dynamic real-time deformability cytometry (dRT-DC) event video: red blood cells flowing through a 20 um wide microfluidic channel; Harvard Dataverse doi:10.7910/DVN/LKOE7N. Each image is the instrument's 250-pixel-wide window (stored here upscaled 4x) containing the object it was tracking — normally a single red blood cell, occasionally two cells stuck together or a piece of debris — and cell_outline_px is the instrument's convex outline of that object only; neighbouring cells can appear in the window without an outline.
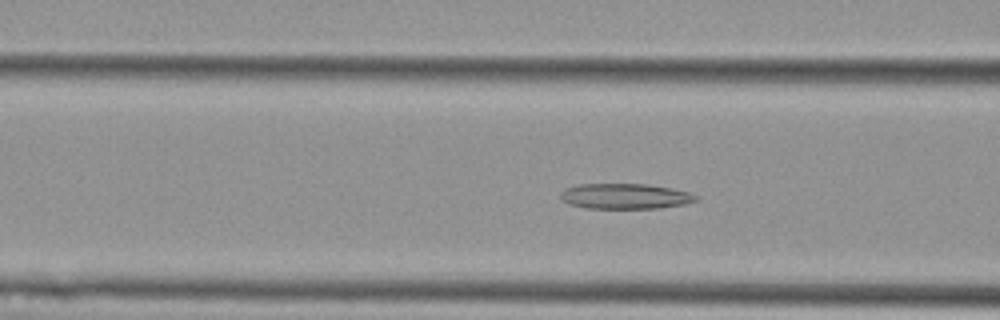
{"species": "Egyptian fruit bat (a non-hibernating species)", "species_latin": "Rousettus aegyptiacus", "temperature_condition": "cold", "stored_images_in_passage": 53, "camera_frame_rate_fps": 3000, "um_per_image_px": 0.085, "animal": {"sex": "female"}, "frame": {"image": 1, "passage_image": 19, "time_ms": 6.0, "image_size_px": [1000, 320], "cell_outline_px": [[700, 196], [696, 200], [684, 204], [660, 208], [584, 208], [568, 204], [560, 200], [560, 192], [564, 188], [580, 184], [648, 184], [672, 188], [688, 192]], "centroid_in_image_um": [53.1, 16.68], "position_along_channel_um": 113.5, "area_um2": 20.23}}
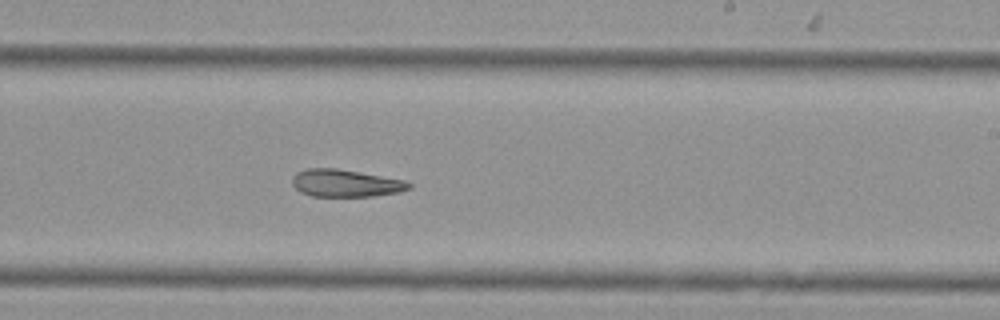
{"frame": {"image": 2, "passage_image": 31, "time_ms": 10.0, "image_size_px": [1000, 320], "cell_outline_px": [[412, 188], [400, 192], [372, 196], [312, 196], [300, 192], [292, 184], [292, 176], [296, 172], [304, 168], [336, 168], [404, 180], [412, 184]], "centroid_in_image_um": [29.35, 15.57], "position_along_channel_um": 259.7, "area_um2": 18.67}}
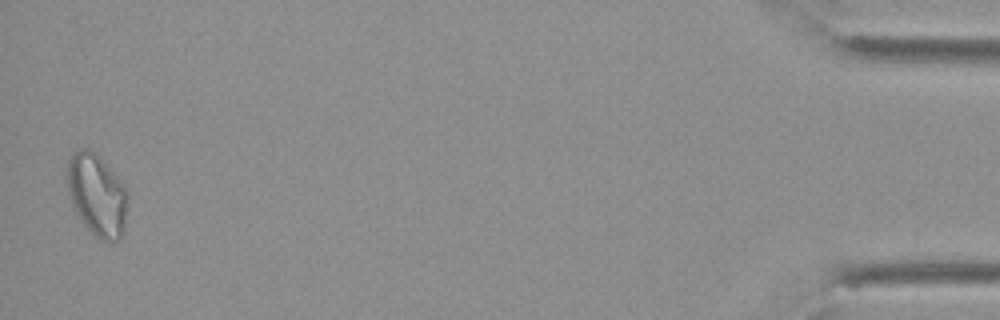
{"frame": {"image": 3, "passage_image": 52, "time_ms": 17.0, "image_size_px": [1000, 320], "cell_outline_px": [[128, 204], [124, 232], [120, 240], [108, 244], [100, 240], [80, 220], [72, 204], [68, 188], [68, 160], [72, 152], [76, 148], [88, 148], [96, 152], [100, 156], [128, 188]], "centroid_in_image_um": [8.29, 16.58], "position_along_channel_um": 426.9, "area_um2": 29.65}, "authors_computed_cell_mechanics": {"area_um2": 22.7732, "velocity_mm_per_s": 3.6667, "shape_relaxation_time_tau1_ms": null, "shape_relaxation_time_tau2_ms": 11.2356, "deformation_change_tau1": null, "deformation_change_tau2": 0.2166}}